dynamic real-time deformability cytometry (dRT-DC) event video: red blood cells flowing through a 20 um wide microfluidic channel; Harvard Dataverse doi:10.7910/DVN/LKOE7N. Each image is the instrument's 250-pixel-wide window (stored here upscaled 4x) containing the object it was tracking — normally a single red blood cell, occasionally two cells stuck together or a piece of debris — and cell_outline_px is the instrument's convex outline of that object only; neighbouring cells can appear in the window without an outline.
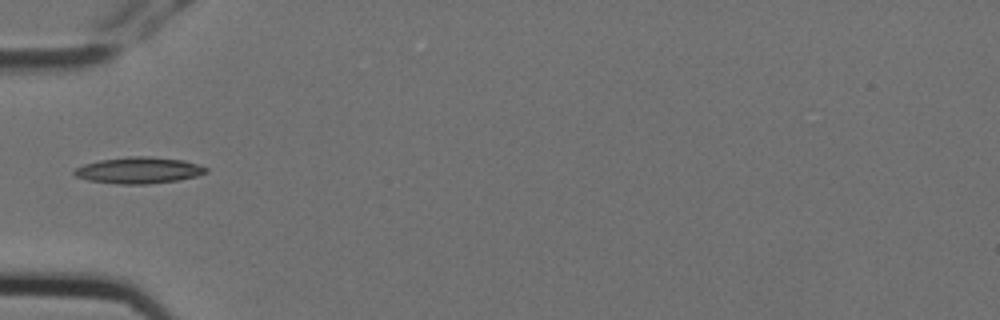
{"species": "Egyptian fruit bat (a non-hibernating species)", "species_latin": "Rousettus aegyptiacus", "temperature_condition": "cold", "stored_images_in_passage": 6, "camera_frame_rate_fps": 3000, "um_per_image_px": 0.085, "animal": {"sex": "female"}, "frame": {"image": 1, "passage_image": 6, "time_ms": 1.667, "image_size_px": [1000, 320], "cell_outline_px": [[208, 172], [196, 176], [176, 180], [148, 184], [116, 184], [88, 180], [76, 176], [72, 172], [76, 168], [84, 164], [100, 160], [128, 156], [148, 156], [184, 160], [208, 168]], "centroid_in_image_um": [11.78, 14.47], "position_along_channel_um": 73.2, "area_um2": 20.17}}